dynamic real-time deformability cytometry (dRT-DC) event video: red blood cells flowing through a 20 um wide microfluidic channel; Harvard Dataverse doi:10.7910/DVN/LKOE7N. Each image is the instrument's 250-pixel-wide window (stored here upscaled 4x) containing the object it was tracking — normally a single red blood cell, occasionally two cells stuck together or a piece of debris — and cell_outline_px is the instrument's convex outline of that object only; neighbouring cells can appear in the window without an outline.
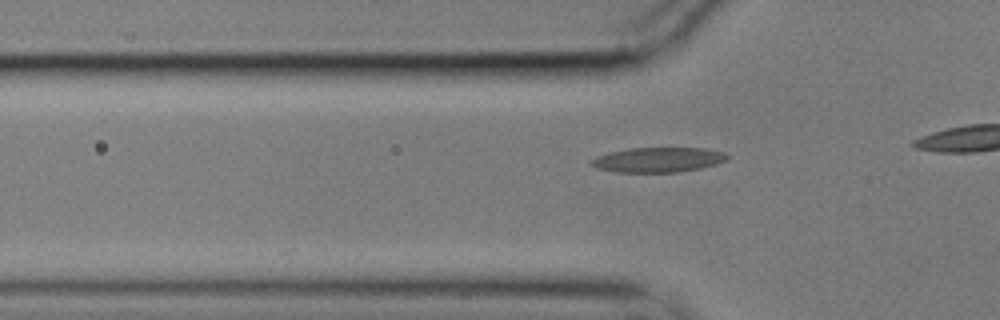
{"species": "common noctule bat (a hibernating species)", "species_latin": "Nyctalus noctula", "temperature_condition": "cold", "stored_images_in_passage": 10, "camera_frame_rate_fps": 3000, "um_per_image_px": 0.085, "animal": {"sex": "male", "body_mass_g": 17.9}, "frame": {"image": 1, "passage_image": 4, "time_ms": 1.0, "image_size_px": [1000, 320], "cell_outline_px": [[728, 160], [716, 164], [700, 168], [680, 172], [616, 172], [596, 168], [588, 160], [596, 156], [608, 152], [628, 148], [704, 148], [724, 152], [728, 156]], "centroid_in_image_um": [55.92, 13.58], "position_along_channel_um": 69.9, "area_um2": 19.83}}
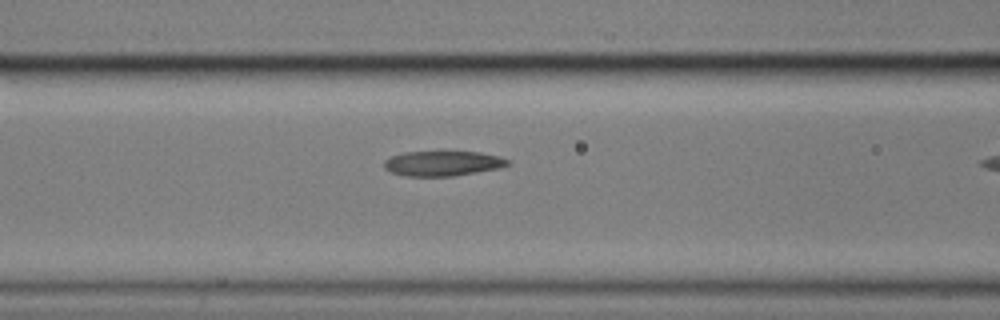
{"frame": {"image": 2, "passage_image": 9, "time_ms": 2.667, "image_size_px": [1000, 320], "cell_outline_px": [[512, 164], [500, 168], [452, 176], [404, 176], [392, 172], [384, 168], [384, 160], [392, 156], [404, 152], [480, 152], [500, 156], [512, 160]], "centroid_in_image_um": [37.68, 13.89], "position_along_channel_um": 128.9, "area_um2": 18.09}}